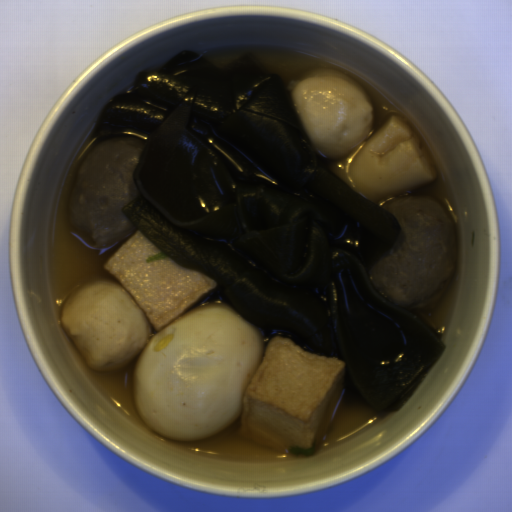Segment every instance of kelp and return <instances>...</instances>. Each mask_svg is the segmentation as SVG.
Segmentation results:
<instances>
[{"label": "kelp", "instance_id": "1", "mask_svg": "<svg viewBox=\"0 0 512 512\" xmlns=\"http://www.w3.org/2000/svg\"><path fill=\"white\" fill-rule=\"evenodd\" d=\"M292 93L251 54L223 69L188 49L109 103L98 140L143 139L133 233L397 412L447 347L369 280L399 222L326 170L338 158L314 153Z\"/></svg>", "mask_w": 512, "mask_h": 512}]
</instances>
